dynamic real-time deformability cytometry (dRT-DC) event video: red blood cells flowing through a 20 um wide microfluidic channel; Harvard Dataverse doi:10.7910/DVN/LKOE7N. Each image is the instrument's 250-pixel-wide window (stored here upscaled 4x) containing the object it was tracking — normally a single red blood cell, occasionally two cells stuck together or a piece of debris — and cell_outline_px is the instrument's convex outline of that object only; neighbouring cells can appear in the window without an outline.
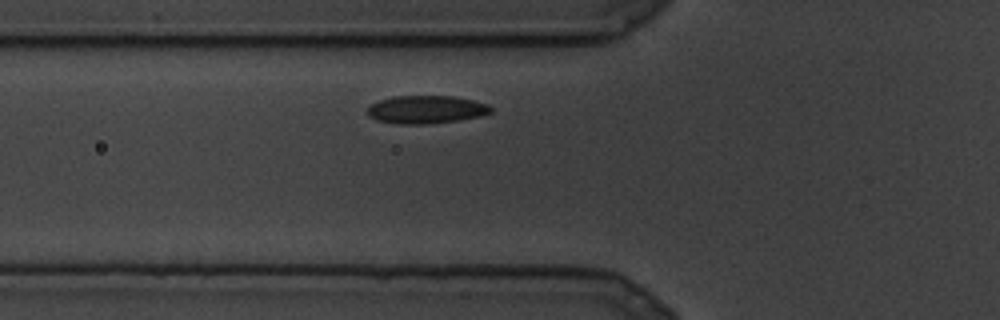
{"species": "common noctule bat (a hibernating species)", "species_latin": "Nyctalus noctula", "temperature_condition": "cold", "stored_images_in_passage": 6, "camera_frame_rate_fps": 3000, "um_per_image_px": 0.085, "animal": {"sex": "male", "body_mass_g": 19.5, "forearm_length_mm": 54.6}, "frame": {"image": 1, "passage_image": 4, "time_ms": 1.0, "image_size_px": [1000, 320], "cell_outline_px": [[492, 112], [480, 116], [456, 120], [424, 124], [400, 124], [376, 120], [368, 116], [368, 108], [372, 104], [380, 100], [392, 96], [452, 96], [472, 100], [488, 104], [492, 108]], "centroid_in_image_um": [36.21, 9.3], "position_along_channel_um": 89.6, "area_um2": 19.94}}
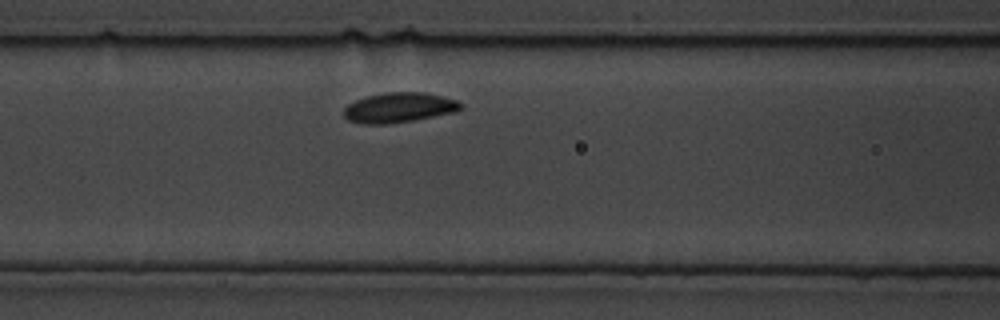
{"frame": {"image": 2, "passage_image": 6, "time_ms": 1.667, "image_size_px": [1000, 320], "cell_outline_px": [[464, 108], [456, 112], [412, 120], [388, 124], [360, 124], [348, 120], [344, 116], [344, 108], [348, 104], [364, 96], [388, 92], [424, 92], [456, 100], [464, 104]], "centroid_in_image_um": [33.92, 9.14], "position_along_channel_um": 132.7, "area_um2": 20.52}}